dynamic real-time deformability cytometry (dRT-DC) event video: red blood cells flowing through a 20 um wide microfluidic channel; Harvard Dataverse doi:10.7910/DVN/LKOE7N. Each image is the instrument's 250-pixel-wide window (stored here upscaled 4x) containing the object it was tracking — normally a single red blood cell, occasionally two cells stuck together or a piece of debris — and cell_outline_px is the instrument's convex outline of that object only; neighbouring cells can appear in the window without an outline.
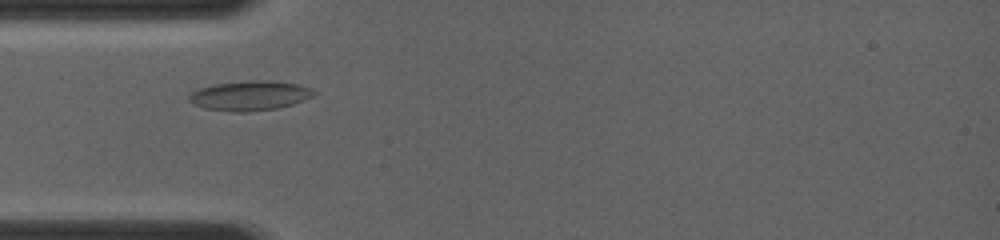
{"species": "common noctule bat (a hibernating species)", "species_latin": "Nyctalus noctula", "temperature_condition": "room temperature", "stored_images_in_passage": 5, "camera_frame_rate_fps": 4000, "um_per_image_px": 0.085, "animal": {"sex": "female", "body_mass_g": 19.0, "forearm_length_mm": 56.7}, "frame": {"image": 1, "passage_image": 4, "time_ms": 2.25, "image_size_px": [1000, 240], "cell_outline_px": [[316, 92], [312, 96], [304, 100], [292, 104], [276, 108], [248, 112], [236, 112], [204, 108], [192, 104], [188, 100], [188, 96], [192, 92], [200, 88], [212, 84], [248, 80], [272, 80], [300, 84], [312, 88]], "centroid_in_image_um": [21.23, 8.11], "position_along_channel_um": 63.8, "area_um2": 21.79}}
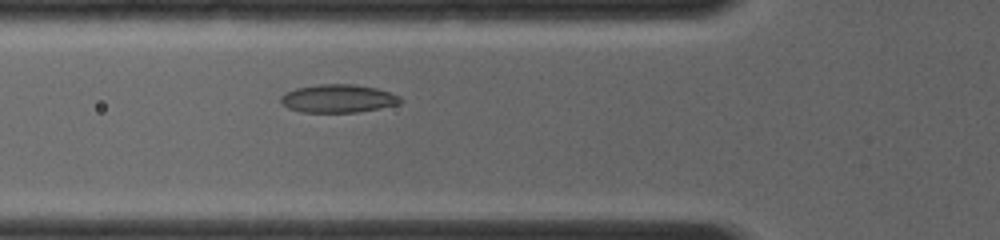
{"frame": {"image": 2, "passage_image": 5, "time_ms": 3.0, "image_size_px": [1000, 240], "cell_outline_px": [[404, 100], [400, 104], [380, 108], [356, 112], [300, 112], [288, 108], [280, 100], [280, 96], [284, 92], [296, 88], [320, 84], [352, 84], [376, 88], [400, 96]], "centroid_in_image_um": [28.74, 8.37], "position_along_channel_um": 97.1, "area_um2": 19.65}}